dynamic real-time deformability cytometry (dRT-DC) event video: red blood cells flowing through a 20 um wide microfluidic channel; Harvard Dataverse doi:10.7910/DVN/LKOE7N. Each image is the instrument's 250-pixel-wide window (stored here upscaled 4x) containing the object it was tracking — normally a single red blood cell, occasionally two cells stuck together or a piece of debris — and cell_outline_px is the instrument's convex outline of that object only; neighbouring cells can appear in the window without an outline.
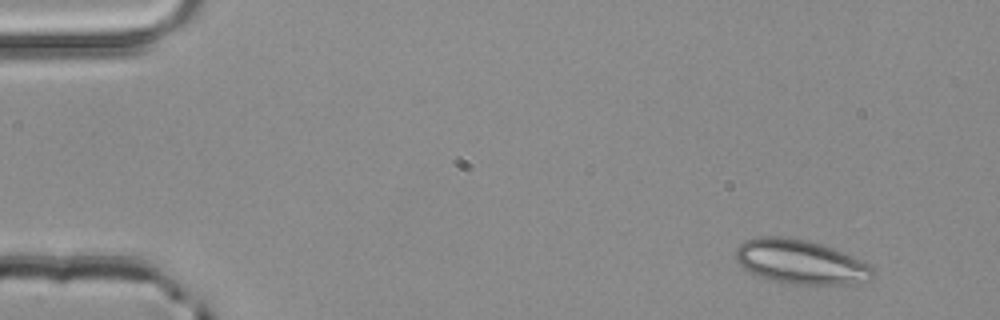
{"species": "common noctule bat (a hibernating species)", "species_latin": "Nyctalus noctula", "temperature_condition": "room temperature", "stored_images_in_passage": 3, "camera_frame_rate_fps": 3000, "um_per_image_px": 0.085, "animal": {"sex": "male", "body_mass_g": 20.4}, "frame": {"image": 1, "passage_image": 1, "time_ms": 0.0, "image_size_px": [1000, 320], "cell_outline_px": [[872, 280], [848, 284], [788, 284], [748, 272], [736, 260], [736, 248], [744, 240], [760, 236], [780, 236], [808, 240], [832, 248], [864, 260], [872, 268]], "centroid_in_image_um": [68.04, 22.25], "position_along_channel_um": 17.0, "area_um2": 35.26}}